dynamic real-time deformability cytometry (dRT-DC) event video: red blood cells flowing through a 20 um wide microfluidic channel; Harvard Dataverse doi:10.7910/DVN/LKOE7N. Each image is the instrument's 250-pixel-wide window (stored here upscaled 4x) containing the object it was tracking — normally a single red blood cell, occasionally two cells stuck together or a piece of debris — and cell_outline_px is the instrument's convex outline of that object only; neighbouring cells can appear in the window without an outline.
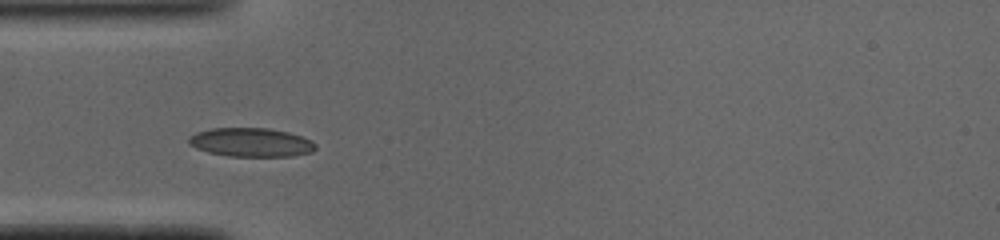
{"species": "common noctule bat (a hibernating species)", "species_latin": "Nyctalus noctula", "temperature_condition": "cold", "stored_images_in_passage": 35, "camera_frame_rate_fps": 3000, "um_per_image_px": 0.085, "animal": {"sex": "male", "body_mass_g": 19.0, "forearm_length_mm": 50.8}, "frame": {"image": 1, "passage_image": 1, "time_ms": 0.0, "image_size_px": [1000, 240], "cell_outline_px": [[316, 148], [312, 152], [292, 156], [228, 156], [208, 152], [196, 148], [188, 144], [188, 136], [196, 132], [212, 128], [268, 128], [288, 132], [312, 140], [316, 144]], "centroid_in_image_um": [21.32, 12.1], "position_along_channel_um": 63.7, "area_um2": 21.39}}
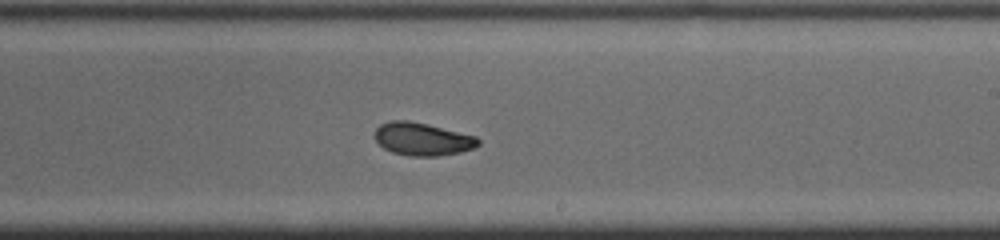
{"frame": {"image": 2, "passage_image": 15, "time_ms": 4.667, "image_size_px": [1000, 240], "cell_outline_px": [[480, 144], [476, 148], [460, 152], [436, 156], [412, 156], [392, 152], [384, 148], [376, 140], [376, 128], [380, 124], [392, 120], [408, 120], [428, 124], [476, 136], [480, 140]], "centroid_in_image_um": [35.94, 11.82], "position_along_channel_um": 253.1, "area_um2": 19.77}}
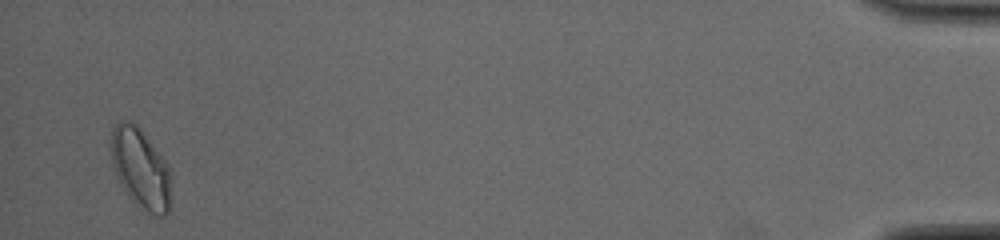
{"frame": {"image": 3, "passage_image": 34, "time_ms": 11.0, "image_size_px": [1000, 240], "cell_outline_px": [[168, 212], [164, 216], [160, 216], [148, 212], [140, 208], [128, 196], [120, 184], [116, 176], [112, 164], [108, 148], [112, 128], [120, 120], [128, 120], [148, 140], [168, 164]], "centroid_in_image_um": [11.85, 14.32], "position_along_channel_um": 423.3, "area_um2": 27.4}, "authors_computed_cell_mechanics": {"area_um2": 20.23, "velocity_mm_per_s": 4.0746, "shape_relaxation_time_tau1_ms": 4.3193, "shape_relaxation_time_tau2_ms": 2.4145, "deformation_change_tau1": 0.1288, "deformation_change_tau2": 0.053}}